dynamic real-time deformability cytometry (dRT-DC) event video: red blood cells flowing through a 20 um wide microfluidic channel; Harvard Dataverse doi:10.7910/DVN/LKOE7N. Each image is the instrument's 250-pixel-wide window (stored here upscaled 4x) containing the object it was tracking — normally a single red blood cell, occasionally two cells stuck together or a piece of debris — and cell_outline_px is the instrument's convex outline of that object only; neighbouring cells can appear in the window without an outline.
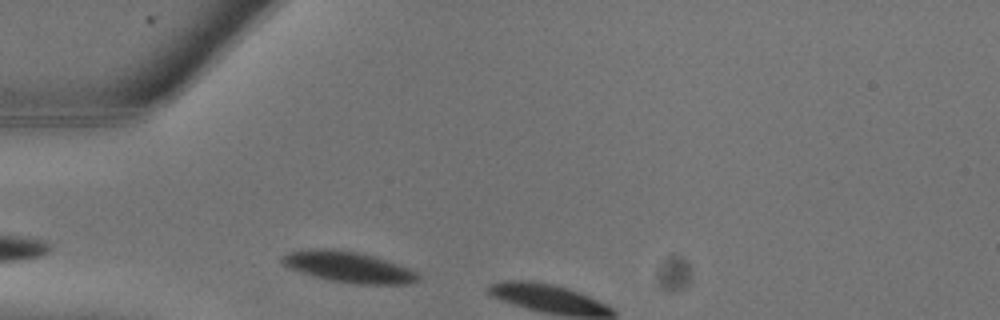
{"species": "common noctule bat (a hibernating species)", "species_latin": "Nyctalus noctula", "temperature_condition": "warm", "stored_images_in_passage": 3, "camera_frame_rate_fps": 3000, "um_per_image_px": 0.085, "animal": {"sex": "male", "body_mass_g": 13.3}, "frame": {"image": 1, "passage_image": 2, "time_ms": 0.333, "image_size_px": [1000, 320], "cell_outline_px": [[420, 276], [416, 280], [404, 284], [352, 284], [328, 280], [312, 276], [300, 272], [284, 264], [280, 260], [280, 256], [288, 252], [308, 248], [332, 248], [360, 252], [388, 260], [408, 268], [416, 272]], "centroid_in_image_um": [29.57, 22.67], "position_along_channel_um": 55.4, "area_um2": 24.68}}